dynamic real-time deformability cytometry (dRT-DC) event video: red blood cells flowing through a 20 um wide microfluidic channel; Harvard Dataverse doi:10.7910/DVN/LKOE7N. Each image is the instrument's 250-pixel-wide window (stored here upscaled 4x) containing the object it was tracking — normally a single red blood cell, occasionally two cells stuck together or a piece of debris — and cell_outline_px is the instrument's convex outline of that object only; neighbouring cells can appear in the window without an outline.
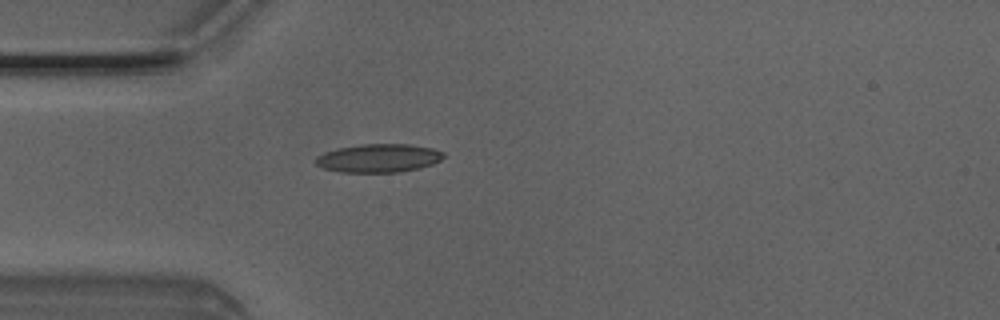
{"species": "Egyptian fruit bat (a non-hibernating species)", "species_latin": "Rousettus aegyptiacus", "temperature_condition": "room temperature", "stored_images_in_passage": 4, "camera_frame_rate_fps": 3000, "um_per_image_px": 0.085, "animal": {"sex": "male"}, "frame": {"image": 1, "passage_image": 4, "time_ms": 1.0, "image_size_px": [1000, 320], "cell_outline_px": [[444, 156], [440, 160], [432, 164], [420, 168], [400, 172], [340, 172], [324, 168], [316, 164], [312, 160], [316, 156], [324, 152], [336, 148], [360, 144], [408, 144], [432, 148], [444, 152]], "centroid_in_image_um": [32.15, 13.44], "position_along_channel_um": 52.9, "area_um2": 21.33}}